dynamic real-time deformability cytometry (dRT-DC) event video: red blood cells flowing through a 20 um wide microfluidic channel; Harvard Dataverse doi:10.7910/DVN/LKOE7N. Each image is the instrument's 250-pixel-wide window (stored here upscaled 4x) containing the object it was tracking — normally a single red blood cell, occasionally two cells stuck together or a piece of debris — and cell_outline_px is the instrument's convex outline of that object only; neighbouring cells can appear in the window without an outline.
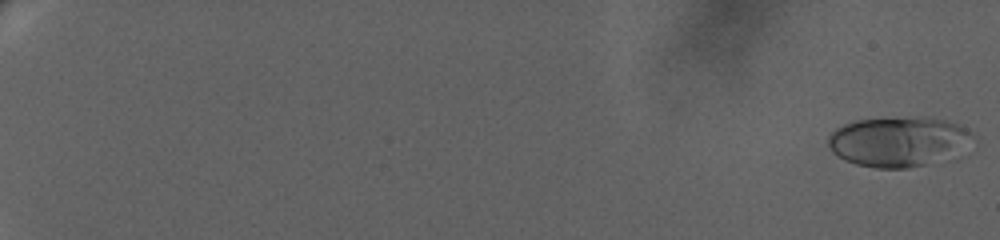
{"species": "human", "species_latin": "Homo sapiens", "temperature_condition": "warm", "stored_images_in_passage": 33, "camera_frame_rate_fps": 3000, "um_per_image_px": 0.085, "donor": {"sex": "female"}, "frame": {"image": 1, "passage_image": 1, "time_ms": 0.0, "image_size_px": [1000, 240], "cell_outline_px": [[968, 132], [924, 164], [908, 168], [876, 168], [856, 164], [832, 152], [828, 144], [828, 136], [836, 128], [844, 124], [856, 120], [920, 116], [944, 120], [956, 124], [964, 128]], "centroid_in_image_um": [75.97, 11.98], "position_along_channel_um": 9.0, "area_um2": 38.61}}
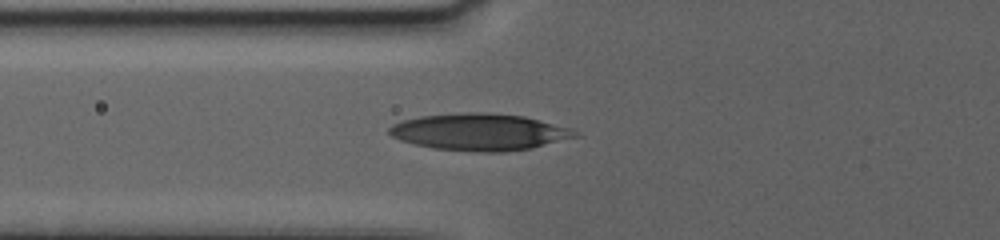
{"frame": {"image": 2, "passage_image": 20, "time_ms": 9.667, "image_size_px": [1000, 240], "cell_outline_px": [[580, 136], [532, 148], [504, 152], [476, 152], [432, 148], [400, 140], [392, 136], [388, 132], [388, 128], [392, 124], [404, 120], [420, 116], [468, 112], [488, 112], [524, 116], [568, 128], [576, 132]], "centroid_in_image_um": [40.74, 11.22], "position_along_channel_um": 85.1, "area_um2": 39.77}}
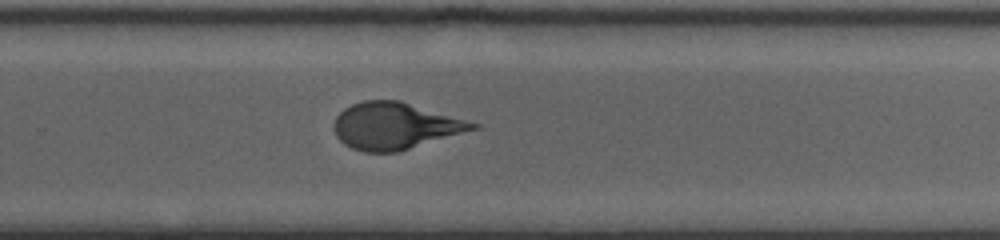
{"frame": {"image": 3, "passage_image": 33, "time_ms": 16.0, "image_size_px": [1000, 240], "cell_outline_px": [[480, 128], [396, 152], [364, 152], [352, 148], [344, 144], [336, 136], [336, 116], [344, 108], [352, 104], [364, 100], [400, 100], [480, 124]], "centroid_in_image_um": [33.59, 10.7], "position_along_channel_um": 296.2, "area_um2": 37.45}}